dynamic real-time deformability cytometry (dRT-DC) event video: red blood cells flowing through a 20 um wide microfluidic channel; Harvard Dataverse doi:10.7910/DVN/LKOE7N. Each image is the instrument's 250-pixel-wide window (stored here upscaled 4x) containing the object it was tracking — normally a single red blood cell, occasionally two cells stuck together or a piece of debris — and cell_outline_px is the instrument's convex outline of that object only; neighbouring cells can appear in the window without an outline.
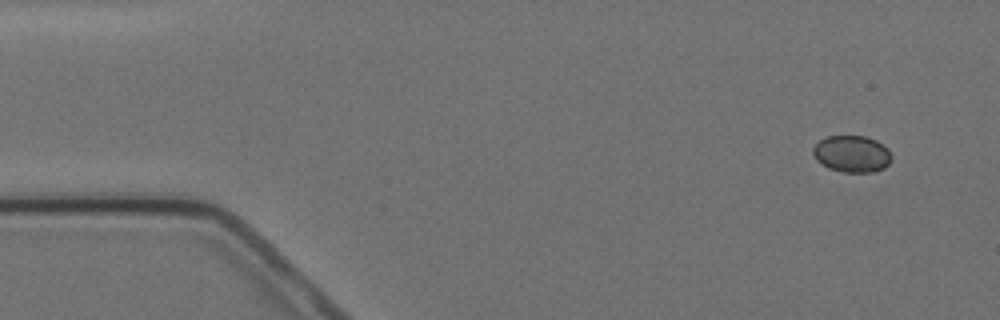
{"species": "Egyptian fruit bat (a non-hibernating species)", "species_latin": "Rousettus aegyptiacus", "temperature_condition": "cold", "stored_images_in_passage": 6, "segment_of_instrument_passage": [2, 2], "camera_frame_rate_fps": 3000, "um_per_image_px": 0.085, "animal": {"sex": "female"}, "frame": {"image": 1, "passage_image": 6, "time_ms": 6.0, "image_size_px": [1000, 320], "cell_outline_px": [[892, 160], [884, 168], [872, 172], [844, 172], [828, 168], [816, 160], [812, 152], [812, 148], [820, 140], [828, 136], [868, 136], [876, 140], [888, 148], [892, 156]], "centroid_in_image_um": [72.42, 13.08], "position_along_channel_um": 12.6, "area_um2": 16.94}}